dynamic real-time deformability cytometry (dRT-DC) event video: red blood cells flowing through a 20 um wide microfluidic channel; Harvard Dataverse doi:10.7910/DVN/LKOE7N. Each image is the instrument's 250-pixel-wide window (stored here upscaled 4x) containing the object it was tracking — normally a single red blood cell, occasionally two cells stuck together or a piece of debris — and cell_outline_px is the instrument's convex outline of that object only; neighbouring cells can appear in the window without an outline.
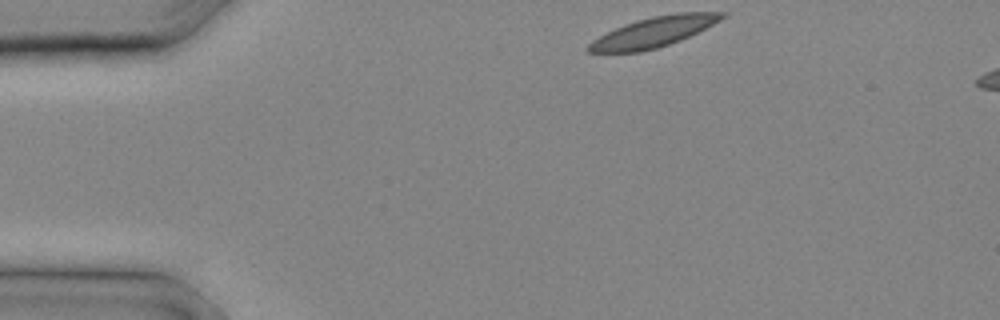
{"species": "common noctule bat (a hibernating species)", "species_latin": "Nyctalus noctula", "temperature_condition": "cold", "stored_images_in_passage": 6, "camera_frame_rate_fps": 3000, "um_per_image_px": 0.085, "animal": {"sex": "male", "body_mass_g": 20.4}, "frame": {"image": 1, "passage_image": 1, "time_ms": 0.0, "image_size_px": [1000, 320], "cell_outline_px": [[728, 16], [680, 40], [656, 48], [640, 52], [588, 52], [584, 48], [592, 40], [616, 28], [636, 20], [652, 16], [676, 12], [728, 12]], "centroid_in_image_um": [55.55, 2.71], "position_along_channel_um": 29.4, "area_um2": 23.18}}